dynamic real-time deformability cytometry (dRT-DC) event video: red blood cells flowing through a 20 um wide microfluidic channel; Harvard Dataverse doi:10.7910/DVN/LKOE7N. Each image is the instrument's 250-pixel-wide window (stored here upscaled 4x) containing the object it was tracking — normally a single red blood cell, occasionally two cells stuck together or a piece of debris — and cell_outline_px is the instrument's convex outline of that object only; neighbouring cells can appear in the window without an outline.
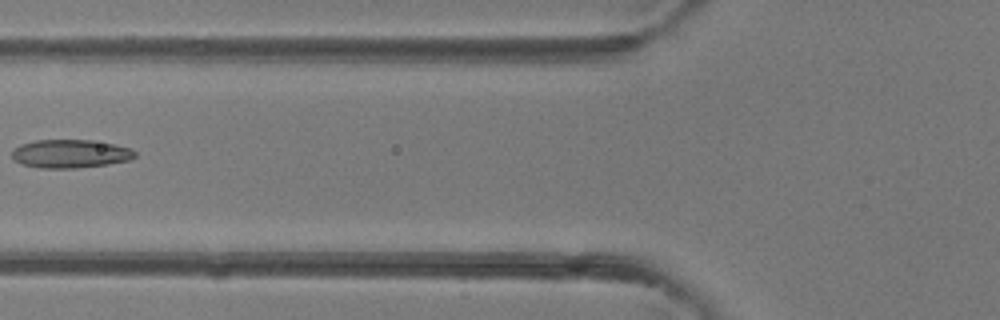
{"species": "common noctule bat (a hibernating species)", "species_latin": "Nyctalus noctula", "temperature_condition": "room temperature", "stored_images_in_passage": 5, "camera_frame_rate_fps": 3000, "um_per_image_px": 0.085, "animal": {"sex": "female"}, "frame": {"image": 1, "passage_image": 5, "time_ms": 5.333, "image_size_px": [1000, 320], "cell_outline_px": [[136, 156], [128, 160], [108, 164], [76, 168], [40, 168], [20, 164], [12, 160], [12, 148], [20, 144], [36, 140], [92, 140], [132, 148], [136, 152]], "centroid_in_image_um": [5.93, 13.07], "position_along_channel_um": 119.9, "area_um2": 20.52}}